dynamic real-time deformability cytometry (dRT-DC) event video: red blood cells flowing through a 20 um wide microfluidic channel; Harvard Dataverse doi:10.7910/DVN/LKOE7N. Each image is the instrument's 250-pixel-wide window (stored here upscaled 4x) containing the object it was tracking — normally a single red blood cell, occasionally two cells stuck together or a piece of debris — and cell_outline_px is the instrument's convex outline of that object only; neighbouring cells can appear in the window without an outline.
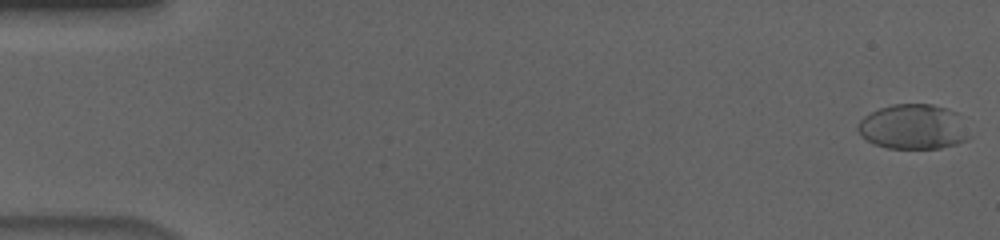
{"species": "human", "species_latin": "Homo sapiens", "temperature_condition": "cold", "stored_images_in_passage": 57, "camera_frame_rate_fps": 3000, "um_per_image_px": 0.085, "donor": {"sex": "male"}, "frame": {"image": 1, "passage_image": 1, "time_ms": 0.0, "image_size_px": [1000, 240], "cell_outline_px": [[972, 136], [968, 140], [956, 144], [940, 148], [888, 148], [872, 144], [856, 128], [860, 120], [864, 116], [880, 108], [892, 104], [932, 104], [956, 112]], "centroid_in_image_um": [77.65, 10.79], "position_along_channel_um": 7.4, "area_um2": 29.13}}
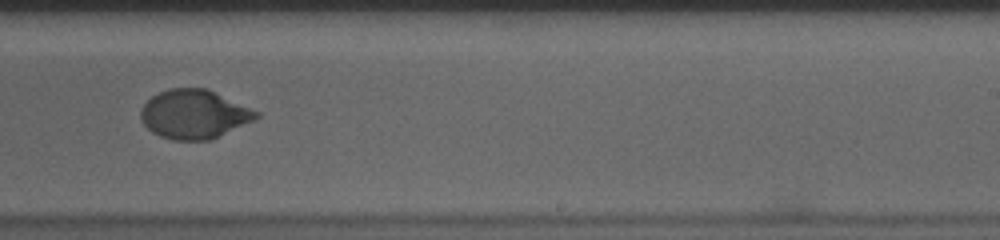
{"frame": {"image": 2, "passage_image": 36, "time_ms": 11.667, "image_size_px": [1000, 240], "cell_outline_px": [[260, 116], [212, 140], [172, 140], [160, 136], [152, 132], [140, 120], [140, 112], [144, 104], [152, 96], [168, 88], [208, 88], [260, 112]], "centroid_in_image_um": [16.49, 9.7], "position_along_channel_um": 272.5, "area_um2": 32.95}}
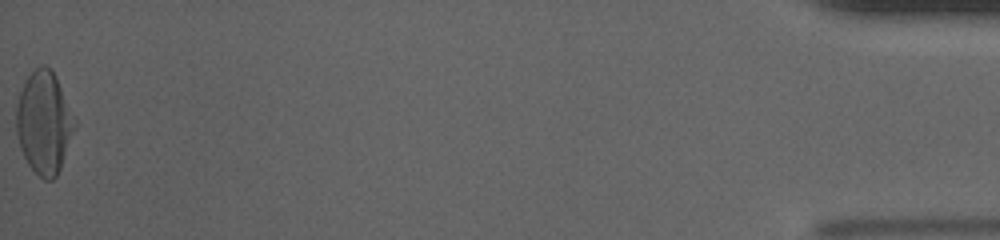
{"frame": {"image": 3, "passage_image": 57, "time_ms": 18.667, "image_size_px": [1000, 240], "cell_outline_px": [[76, 124], [60, 168], [56, 176], [52, 180], [44, 180], [28, 164], [20, 148], [16, 132], [16, 104], [20, 92], [28, 76], [40, 64], [44, 64], [56, 76], [76, 120]], "centroid_in_image_um": [3.73, 10.41], "position_along_channel_um": 431.5, "area_um2": 34.51}, "authors_computed_cell_mechanics": {"area_um2": 32.8304, "velocity_mm_per_s": 3.6551, "shape_relaxation_time_tau1_ms": 3.3104, "shape_relaxation_time_tau2_ms": 0.8305, "deformation_change_tau1": 0.1721, "deformation_change_tau2": 0.0332}}